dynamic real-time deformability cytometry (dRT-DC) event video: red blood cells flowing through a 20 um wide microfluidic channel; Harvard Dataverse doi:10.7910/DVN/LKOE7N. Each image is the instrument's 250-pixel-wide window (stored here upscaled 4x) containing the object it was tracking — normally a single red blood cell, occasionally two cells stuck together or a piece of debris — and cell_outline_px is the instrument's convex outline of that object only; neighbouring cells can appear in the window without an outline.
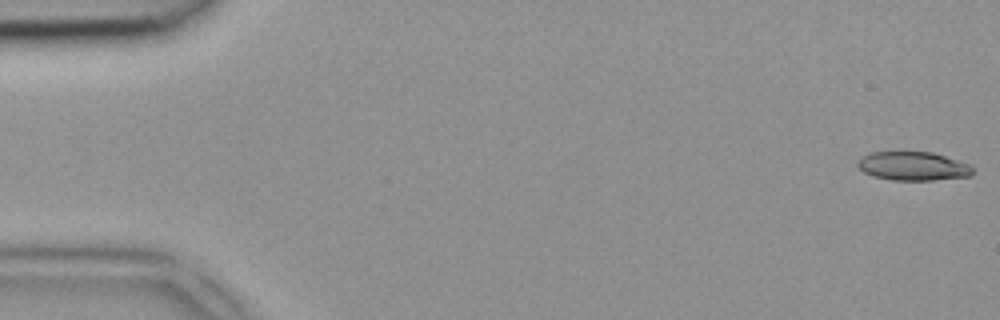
{"species": "common noctule bat (a hibernating species)", "species_latin": "Nyctalus noctula", "temperature_condition": "room temperature", "stored_images_in_passage": 6, "camera_frame_rate_fps": 3000, "um_per_image_px": 0.085, "animal": {"sex": "female", "body_mass_g": 18.4}, "frame": {"image": 1, "passage_image": 1, "time_ms": 0.0, "image_size_px": [1000, 320], "cell_outline_px": [[972, 176], [932, 180], [892, 180], [872, 176], [864, 172], [856, 164], [868, 152], [932, 152], [968, 164], [972, 168]], "centroid_in_image_um": [77.59, 14.13], "position_along_channel_um": 7.4, "area_um2": 19.07}}
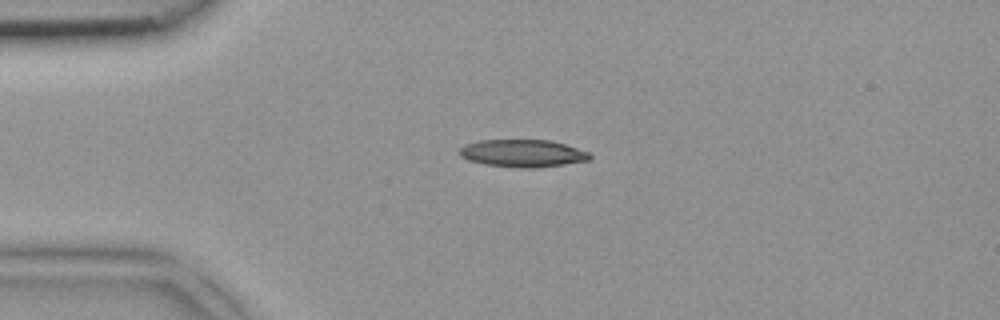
{"frame": {"image": 2, "passage_image": 4, "time_ms": 1.0, "image_size_px": [1000, 320], "cell_outline_px": [[592, 156], [588, 160], [564, 164], [536, 168], [520, 168], [484, 164], [468, 160], [460, 156], [460, 148], [464, 144], [480, 140], [548, 140], [564, 144], [588, 152]], "centroid_in_image_um": [44.39, 13.03], "position_along_channel_um": 40.6, "area_um2": 20.75}}